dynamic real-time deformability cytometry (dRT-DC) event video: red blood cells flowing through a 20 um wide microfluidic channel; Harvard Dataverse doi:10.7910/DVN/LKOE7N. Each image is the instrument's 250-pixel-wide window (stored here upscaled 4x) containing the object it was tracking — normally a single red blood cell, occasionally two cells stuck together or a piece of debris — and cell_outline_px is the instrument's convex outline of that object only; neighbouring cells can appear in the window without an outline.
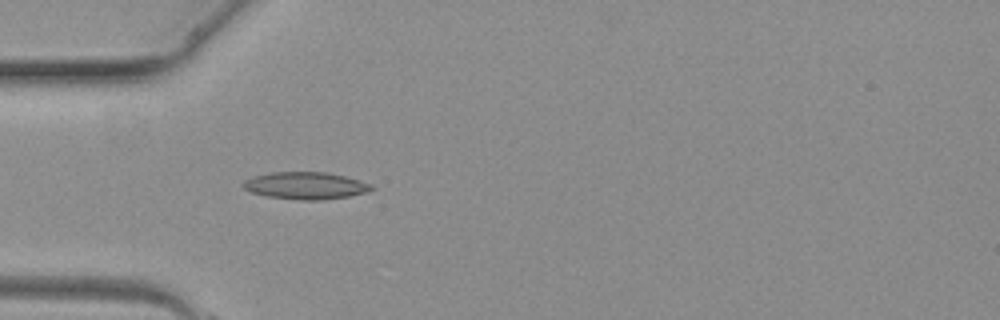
{"species": "common noctule bat (a hibernating species)", "species_latin": "Nyctalus noctula", "temperature_condition": "warm", "stored_images_in_passage": 2, "camera_frame_rate_fps": 3000, "um_per_image_px": 0.085, "animal": {"sex": "female", "body_mass_g": 19.3, "forearm_length_mm": 54.1}, "frame": {"image": 1, "passage_image": 2, "time_ms": 1.333, "image_size_px": [1000, 320], "cell_outline_px": [[376, 188], [368, 192], [348, 196], [320, 200], [300, 200], [264, 196], [252, 192], [244, 188], [240, 184], [244, 180], [252, 176], [272, 172], [324, 172], [344, 176], [360, 180], [372, 184]], "centroid_in_image_um": [25.96, 15.78], "position_along_channel_um": 59.0, "area_um2": 20.46}}